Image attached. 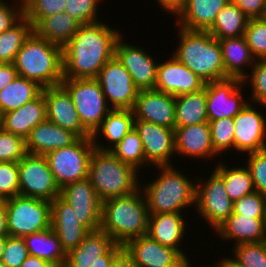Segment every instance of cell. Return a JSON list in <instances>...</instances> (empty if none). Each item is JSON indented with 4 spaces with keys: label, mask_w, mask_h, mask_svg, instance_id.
I'll use <instances>...</instances> for the list:
<instances>
[{
    "label": "cell",
    "mask_w": 266,
    "mask_h": 267,
    "mask_svg": "<svg viewBox=\"0 0 266 267\" xmlns=\"http://www.w3.org/2000/svg\"><path fill=\"white\" fill-rule=\"evenodd\" d=\"M100 21L80 25L62 48L63 78H97L101 68L115 56L121 32Z\"/></svg>",
    "instance_id": "1"
},
{
    "label": "cell",
    "mask_w": 266,
    "mask_h": 267,
    "mask_svg": "<svg viewBox=\"0 0 266 267\" xmlns=\"http://www.w3.org/2000/svg\"><path fill=\"white\" fill-rule=\"evenodd\" d=\"M142 186L130 195L102 202L100 229L115 243L124 246L129 240L147 235L149 212Z\"/></svg>",
    "instance_id": "2"
},
{
    "label": "cell",
    "mask_w": 266,
    "mask_h": 267,
    "mask_svg": "<svg viewBox=\"0 0 266 267\" xmlns=\"http://www.w3.org/2000/svg\"><path fill=\"white\" fill-rule=\"evenodd\" d=\"M179 44L173 55L205 83L230 78L225 73L219 40L208 31L179 27Z\"/></svg>",
    "instance_id": "3"
},
{
    "label": "cell",
    "mask_w": 266,
    "mask_h": 267,
    "mask_svg": "<svg viewBox=\"0 0 266 267\" xmlns=\"http://www.w3.org/2000/svg\"><path fill=\"white\" fill-rule=\"evenodd\" d=\"M18 76L35 81L42 88L61 85L62 47L34 32L22 45L13 62Z\"/></svg>",
    "instance_id": "4"
},
{
    "label": "cell",
    "mask_w": 266,
    "mask_h": 267,
    "mask_svg": "<svg viewBox=\"0 0 266 267\" xmlns=\"http://www.w3.org/2000/svg\"><path fill=\"white\" fill-rule=\"evenodd\" d=\"M174 167L156 166L160 172L156 173L158 178L143 186L149 215L182 213L184 208L195 206L196 180Z\"/></svg>",
    "instance_id": "5"
},
{
    "label": "cell",
    "mask_w": 266,
    "mask_h": 267,
    "mask_svg": "<svg viewBox=\"0 0 266 267\" xmlns=\"http://www.w3.org/2000/svg\"><path fill=\"white\" fill-rule=\"evenodd\" d=\"M140 173L131 165L122 162L109 150L94 148L88 170V179L103 202L114 197L127 196L141 187Z\"/></svg>",
    "instance_id": "6"
},
{
    "label": "cell",
    "mask_w": 266,
    "mask_h": 267,
    "mask_svg": "<svg viewBox=\"0 0 266 267\" xmlns=\"http://www.w3.org/2000/svg\"><path fill=\"white\" fill-rule=\"evenodd\" d=\"M61 85L70 94L83 127L92 135L112 110L96 78H63Z\"/></svg>",
    "instance_id": "7"
},
{
    "label": "cell",
    "mask_w": 266,
    "mask_h": 267,
    "mask_svg": "<svg viewBox=\"0 0 266 267\" xmlns=\"http://www.w3.org/2000/svg\"><path fill=\"white\" fill-rule=\"evenodd\" d=\"M8 234L13 237L51 227V201L16 195L6 200Z\"/></svg>",
    "instance_id": "8"
},
{
    "label": "cell",
    "mask_w": 266,
    "mask_h": 267,
    "mask_svg": "<svg viewBox=\"0 0 266 267\" xmlns=\"http://www.w3.org/2000/svg\"><path fill=\"white\" fill-rule=\"evenodd\" d=\"M94 148L92 138H78L71 145L45 155L60 189L88 178L89 164Z\"/></svg>",
    "instance_id": "9"
},
{
    "label": "cell",
    "mask_w": 266,
    "mask_h": 267,
    "mask_svg": "<svg viewBox=\"0 0 266 267\" xmlns=\"http://www.w3.org/2000/svg\"><path fill=\"white\" fill-rule=\"evenodd\" d=\"M212 172L207 180L196 179L194 208L215 231L233 213L234 202L226 192L224 179L215 170Z\"/></svg>",
    "instance_id": "10"
},
{
    "label": "cell",
    "mask_w": 266,
    "mask_h": 267,
    "mask_svg": "<svg viewBox=\"0 0 266 267\" xmlns=\"http://www.w3.org/2000/svg\"><path fill=\"white\" fill-rule=\"evenodd\" d=\"M19 166V195L53 201L60 188L43 155L27 153Z\"/></svg>",
    "instance_id": "11"
},
{
    "label": "cell",
    "mask_w": 266,
    "mask_h": 267,
    "mask_svg": "<svg viewBox=\"0 0 266 267\" xmlns=\"http://www.w3.org/2000/svg\"><path fill=\"white\" fill-rule=\"evenodd\" d=\"M96 79L112 109L132 110L140 90L116 56L101 68Z\"/></svg>",
    "instance_id": "12"
},
{
    "label": "cell",
    "mask_w": 266,
    "mask_h": 267,
    "mask_svg": "<svg viewBox=\"0 0 266 267\" xmlns=\"http://www.w3.org/2000/svg\"><path fill=\"white\" fill-rule=\"evenodd\" d=\"M246 85L241 78H227L206 83L208 122L234 118L248 104L241 92Z\"/></svg>",
    "instance_id": "13"
},
{
    "label": "cell",
    "mask_w": 266,
    "mask_h": 267,
    "mask_svg": "<svg viewBox=\"0 0 266 267\" xmlns=\"http://www.w3.org/2000/svg\"><path fill=\"white\" fill-rule=\"evenodd\" d=\"M60 197L73 208L78 221L89 232L100 229L102 201L99 199L88 178L61 188Z\"/></svg>",
    "instance_id": "14"
},
{
    "label": "cell",
    "mask_w": 266,
    "mask_h": 267,
    "mask_svg": "<svg viewBox=\"0 0 266 267\" xmlns=\"http://www.w3.org/2000/svg\"><path fill=\"white\" fill-rule=\"evenodd\" d=\"M123 37L121 35L116 42V58L130 73L132 81L139 90L155 89L159 62L156 63L142 46L130 45V42L126 43Z\"/></svg>",
    "instance_id": "15"
},
{
    "label": "cell",
    "mask_w": 266,
    "mask_h": 267,
    "mask_svg": "<svg viewBox=\"0 0 266 267\" xmlns=\"http://www.w3.org/2000/svg\"><path fill=\"white\" fill-rule=\"evenodd\" d=\"M134 128L142 140L145 159L150 167L173 165L171 156L176 154L174 129L143 120H134Z\"/></svg>",
    "instance_id": "16"
},
{
    "label": "cell",
    "mask_w": 266,
    "mask_h": 267,
    "mask_svg": "<svg viewBox=\"0 0 266 267\" xmlns=\"http://www.w3.org/2000/svg\"><path fill=\"white\" fill-rule=\"evenodd\" d=\"M123 248L139 267H186L189 263L177 250L148 235L129 240Z\"/></svg>",
    "instance_id": "17"
},
{
    "label": "cell",
    "mask_w": 266,
    "mask_h": 267,
    "mask_svg": "<svg viewBox=\"0 0 266 267\" xmlns=\"http://www.w3.org/2000/svg\"><path fill=\"white\" fill-rule=\"evenodd\" d=\"M234 150L243 154L266 149V120L249 104L234 117Z\"/></svg>",
    "instance_id": "18"
},
{
    "label": "cell",
    "mask_w": 266,
    "mask_h": 267,
    "mask_svg": "<svg viewBox=\"0 0 266 267\" xmlns=\"http://www.w3.org/2000/svg\"><path fill=\"white\" fill-rule=\"evenodd\" d=\"M46 101L47 120L75 133L79 138H91L83 127L68 91L62 86L42 89Z\"/></svg>",
    "instance_id": "19"
},
{
    "label": "cell",
    "mask_w": 266,
    "mask_h": 267,
    "mask_svg": "<svg viewBox=\"0 0 266 267\" xmlns=\"http://www.w3.org/2000/svg\"><path fill=\"white\" fill-rule=\"evenodd\" d=\"M132 111L135 120H143L175 130L174 95L156 89L140 90Z\"/></svg>",
    "instance_id": "20"
},
{
    "label": "cell",
    "mask_w": 266,
    "mask_h": 267,
    "mask_svg": "<svg viewBox=\"0 0 266 267\" xmlns=\"http://www.w3.org/2000/svg\"><path fill=\"white\" fill-rule=\"evenodd\" d=\"M163 63L159 62L155 89L163 93L179 96L194 93L204 88L205 82L180 63L174 55Z\"/></svg>",
    "instance_id": "21"
},
{
    "label": "cell",
    "mask_w": 266,
    "mask_h": 267,
    "mask_svg": "<svg viewBox=\"0 0 266 267\" xmlns=\"http://www.w3.org/2000/svg\"><path fill=\"white\" fill-rule=\"evenodd\" d=\"M51 227L56 232L66 254L75 249L89 233L78 221L73 208L60 196L51 201Z\"/></svg>",
    "instance_id": "22"
},
{
    "label": "cell",
    "mask_w": 266,
    "mask_h": 267,
    "mask_svg": "<svg viewBox=\"0 0 266 267\" xmlns=\"http://www.w3.org/2000/svg\"><path fill=\"white\" fill-rule=\"evenodd\" d=\"M174 133L176 154L193 159L219 157L213 148L209 122L175 127Z\"/></svg>",
    "instance_id": "23"
},
{
    "label": "cell",
    "mask_w": 266,
    "mask_h": 267,
    "mask_svg": "<svg viewBox=\"0 0 266 267\" xmlns=\"http://www.w3.org/2000/svg\"><path fill=\"white\" fill-rule=\"evenodd\" d=\"M46 120V101L44 93L41 92L36 98L17 110L2 114L0 127L6 132L20 135L26 139L34 127Z\"/></svg>",
    "instance_id": "24"
},
{
    "label": "cell",
    "mask_w": 266,
    "mask_h": 267,
    "mask_svg": "<svg viewBox=\"0 0 266 267\" xmlns=\"http://www.w3.org/2000/svg\"><path fill=\"white\" fill-rule=\"evenodd\" d=\"M181 213H157L149 215L147 235L162 245L174 248L188 262L189 258L179 246L182 245L187 229L186 220Z\"/></svg>",
    "instance_id": "25"
},
{
    "label": "cell",
    "mask_w": 266,
    "mask_h": 267,
    "mask_svg": "<svg viewBox=\"0 0 266 267\" xmlns=\"http://www.w3.org/2000/svg\"><path fill=\"white\" fill-rule=\"evenodd\" d=\"M78 138L72 131L46 120L34 127L25 139L26 151L45 156L51 151L71 145Z\"/></svg>",
    "instance_id": "26"
},
{
    "label": "cell",
    "mask_w": 266,
    "mask_h": 267,
    "mask_svg": "<svg viewBox=\"0 0 266 267\" xmlns=\"http://www.w3.org/2000/svg\"><path fill=\"white\" fill-rule=\"evenodd\" d=\"M265 218L238 215L234 212L215 230L222 241L235 240L241 243L261 242L265 239Z\"/></svg>",
    "instance_id": "27"
},
{
    "label": "cell",
    "mask_w": 266,
    "mask_h": 267,
    "mask_svg": "<svg viewBox=\"0 0 266 267\" xmlns=\"http://www.w3.org/2000/svg\"><path fill=\"white\" fill-rule=\"evenodd\" d=\"M229 0H187L177 15L178 27L187 30L207 31Z\"/></svg>",
    "instance_id": "28"
},
{
    "label": "cell",
    "mask_w": 266,
    "mask_h": 267,
    "mask_svg": "<svg viewBox=\"0 0 266 267\" xmlns=\"http://www.w3.org/2000/svg\"><path fill=\"white\" fill-rule=\"evenodd\" d=\"M134 113L130 109H112L101 122L100 126L91 135L93 145L98 150H110L125 135L134 128ZM104 136L109 143L103 145L99 143L100 136ZM99 136V137H98ZM97 141V142H96Z\"/></svg>",
    "instance_id": "29"
},
{
    "label": "cell",
    "mask_w": 266,
    "mask_h": 267,
    "mask_svg": "<svg viewBox=\"0 0 266 267\" xmlns=\"http://www.w3.org/2000/svg\"><path fill=\"white\" fill-rule=\"evenodd\" d=\"M225 73L230 78H245L249 73L246 66H253L256 58L247 44L245 36L224 38L219 40ZM245 66V68H243Z\"/></svg>",
    "instance_id": "30"
},
{
    "label": "cell",
    "mask_w": 266,
    "mask_h": 267,
    "mask_svg": "<svg viewBox=\"0 0 266 267\" xmlns=\"http://www.w3.org/2000/svg\"><path fill=\"white\" fill-rule=\"evenodd\" d=\"M115 244L101 229L89 232L78 246L67 254L64 267H90L97 257L104 255Z\"/></svg>",
    "instance_id": "31"
},
{
    "label": "cell",
    "mask_w": 266,
    "mask_h": 267,
    "mask_svg": "<svg viewBox=\"0 0 266 267\" xmlns=\"http://www.w3.org/2000/svg\"><path fill=\"white\" fill-rule=\"evenodd\" d=\"M80 25L75 18L66 12H62L48 17H42L33 26V32L38 37L63 48L77 32Z\"/></svg>",
    "instance_id": "32"
},
{
    "label": "cell",
    "mask_w": 266,
    "mask_h": 267,
    "mask_svg": "<svg viewBox=\"0 0 266 267\" xmlns=\"http://www.w3.org/2000/svg\"><path fill=\"white\" fill-rule=\"evenodd\" d=\"M23 238L29 255L44 259L59 267L65 266L67 254L52 227L25 235Z\"/></svg>",
    "instance_id": "33"
},
{
    "label": "cell",
    "mask_w": 266,
    "mask_h": 267,
    "mask_svg": "<svg viewBox=\"0 0 266 267\" xmlns=\"http://www.w3.org/2000/svg\"><path fill=\"white\" fill-rule=\"evenodd\" d=\"M176 127L208 122L206 83L203 89L175 97Z\"/></svg>",
    "instance_id": "34"
},
{
    "label": "cell",
    "mask_w": 266,
    "mask_h": 267,
    "mask_svg": "<svg viewBox=\"0 0 266 267\" xmlns=\"http://www.w3.org/2000/svg\"><path fill=\"white\" fill-rule=\"evenodd\" d=\"M248 20L235 3L228 1L207 31L217 40L240 37L245 34Z\"/></svg>",
    "instance_id": "35"
},
{
    "label": "cell",
    "mask_w": 266,
    "mask_h": 267,
    "mask_svg": "<svg viewBox=\"0 0 266 267\" xmlns=\"http://www.w3.org/2000/svg\"><path fill=\"white\" fill-rule=\"evenodd\" d=\"M42 87L35 81L17 76L15 80L0 91V116L25 105L36 98Z\"/></svg>",
    "instance_id": "36"
},
{
    "label": "cell",
    "mask_w": 266,
    "mask_h": 267,
    "mask_svg": "<svg viewBox=\"0 0 266 267\" xmlns=\"http://www.w3.org/2000/svg\"><path fill=\"white\" fill-rule=\"evenodd\" d=\"M217 161L214 170L224 179L226 192L233 202L255 192L251 173L246 165L230 168L223 161Z\"/></svg>",
    "instance_id": "37"
},
{
    "label": "cell",
    "mask_w": 266,
    "mask_h": 267,
    "mask_svg": "<svg viewBox=\"0 0 266 267\" xmlns=\"http://www.w3.org/2000/svg\"><path fill=\"white\" fill-rule=\"evenodd\" d=\"M32 33L33 25L24 16L14 26L0 33V63H13Z\"/></svg>",
    "instance_id": "38"
},
{
    "label": "cell",
    "mask_w": 266,
    "mask_h": 267,
    "mask_svg": "<svg viewBox=\"0 0 266 267\" xmlns=\"http://www.w3.org/2000/svg\"><path fill=\"white\" fill-rule=\"evenodd\" d=\"M122 162L134 167L137 171L145 166H150L145 159L142 140L139 133L133 128L125 137L109 150Z\"/></svg>",
    "instance_id": "39"
},
{
    "label": "cell",
    "mask_w": 266,
    "mask_h": 267,
    "mask_svg": "<svg viewBox=\"0 0 266 267\" xmlns=\"http://www.w3.org/2000/svg\"><path fill=\"white\" fill-rule=\"evenodd\" d=\"M233 260L242 267H266V241L234 245Z\"/></svg>",
    "instance_id": "40"
},
{
    "label": "cell",
    "mask_w": 266,
    "mask_h": 267,
    "mask_svg": "<svg viewBox=\"0 0 266 267\" xmlns=\"http://www.w3.org/2000/svg\"><path fill=\"white\" fill-rule=\"evenodd\" d=\"M214 151L219 155L234 149V118H223L209 122Z\"/></svg>",
    "instance_id": "41"
},
{
    "label": "cell",
    "mask_w": 266,
    "mask_h": 267,
    "mask_svg": "<svg viewBox=\"0 0 266 267\" xmlns=\"http://www.w3.org/2000/svg\"><path fill=\"white\" fill-rule=\"evenodd\" d=\"M244 36L256 60H266V17L249 19Z\"/></svg>",
    "instance_id": "42"
},
{
    "label": "cell",
    "mask_w": 266,
    "mask_h": 267,
    "mask_svg": "<svg viewBox=\"0 0 266 267\" xmlns=\"http://www.w3.org/2000/svg\"><path fill=\"white\" fill-rule=\"evenodd\" d=\"M66 0H25L24 17L34 26L42 17L65 12Z\"/></svg>",
    "instance_id": "43"
},
{
    "label": "cell",
    "mask_w": 266,
    "mask_h": 267,
    "mask_svg": "<svg viewBox=\"0 0 266 267\" xmlns=\"http://www.w3.org/2000/svg\"><path fill=\"white\" fill-rule=\"evenodd\" d=\"M250 68L251 73L242 79L243 84L250 82L249 86L251 85L252 93L249 102L266 107V60H257Z\"/></svg>",
    "instance_id": "44"
},
{
    "label": "cell",
    "mask_w": 266,
    "mask_h": 267,
    "mask_svg": "<svg viewBox=\"0 0 266 267\" xmlns=\"http://www.w3.org/2000/svg\"><path fill=\"white\" fill-rule=\"evenodd\" d=\"M26 154L25 139L0 127V162H19Z\"/></svg>",
    "instance_id": "45"
},
{
    "label": "cell",
    "mask_w": 266,
    "mask_h": 267,
    "mask_svg": "<svg viewBox=\"0 0 266 267\" xmlns=\"http://www.w3.org/2000/svg\"><path fill=\"white\" fill-rule=\"evenodd\" d=\"M100 0H66L65 12L81 25L98 22Z\"/></svg>",
    "instance_id": "46"
},
{
    "label": "cell",
    "mask_w": 266,
    "mask_h": 267,
    "mask_svg": "<svg viewBox=\"0 0 266 267\" xmlns=\"http://www.w3.org/2000/svg\"><path fill=\"white\" fill-rule=\"evenodd\" d=\"M18 194V162H0V200H7Z\"/></svg>",
    "instance_id": "47"
},
{
    "label": "cell",
    "mask_w": 266,
    "mask_h": 267,
    "mask_svg": "<svg viewBox=\"0 0 266 267\" xmlns=\"http://www.w3.org/2000/svg\"><path fill=\"white\" fill-rule=\"evenodd\" d=\"M233 212L238 215L252 216V218H265L266 195L255 191L241 197L234 202Z\"/></svg>",
    "instance_id": "48"
},
{
    "label": "cell",
    "mask_w": 266,
    "mask_h": 267,
    "mask_svg": "<svg viewBox=\"0 0 266 267\" xmlns=\"http://www.w3.org/2000/svg\"><path fill=\"white\" fill-rule=\"evenodd\" d=\"M248 155V157H247ZM246 155L247 164L256 192L266 195V149Z\"/></svg>",
    "instance_id": "49"
},
{
    "label": "cell",
    "mask_w": 266,
    "mask_h": 267,
    "mask_svg": "<svg viewBox=\"0 0 266 267\" xmlns=\"http://www.w3.org/2000/svg\"><path fill=\"white\" fill-rule=\"evenodd\" d=\"M28 256V249L23 237H6L1 259L6 267H20Z\"/></svg>",
    "instance_id": "50"
},
{
    "label": "cell",
    "mask_w": 266,
    "mask_h": 267,
    "mask_svg": "<svg viewBox=\"0 0 266 267\" xmlns=\"http://www.w3.org/2000/svg\"><path fill=\"white\" fill-rule=\"evenodd\" d=\"M5 0H0V33L14 26L23 16V2L9 5Z\"/></svg>",
    "instance_id": "51"
},
{
    "label": "cell",
    "mask_w": 266,
    "mask_h": 267,
    "mask_svg": "<svg viewBox=\"0 0 266 267\" xmlns=\"http://www.w3.org/2000/svg\"><path fill=\"white\" fill-rule=\"evenodd\" d=\"M235 3L249 18L266 17V0H229Z\"/></svg>",
    "instance_id": "52"
},
{
    "label": "cell",
    "mask_w": 266,
    "mask_h": 267,
    "mask_svg": "<svg viewBox=\"0 0 266 267\" xmlns=\"http://www.w3.org/2000/svg\"><path fill=\"white\" fill-rule=\"evenodd\" d=\"M17 76L13 63H0V91L11 84Z\"/></svg>",
    "instance_id": "53"
},
{
    "label": "cell",
    "mask_w": 266,
    "mask_h": 267,
    "mask_svg": "<svg viewBox=\"0 0 266 267\" xmlns=\"http://www.w3.org/2000/svg\"><path fill=\"white\" fill-rule=\"evenodd\" d=\"M123 246L115 243L104 255L97 257L90 267H109Z\"/></svg>",
    "instance_id": "54"
},
{
    "label": "cell",
    "mask_w": 266,
    "mask_h": 267,
    "mask_svg": "<svg viewBox=\"0 0 266 267\" xmlns=\"http://www.w3.org/2000/svg\"><path fill=\"white\" fill-rule=\"evenodd\" d=\"M158 1V5L162 7V10L166 12H171L170 14L176 16L183 10L185 7L187 0H156Z\"/></svg>",
    "instance_id": "55"
},
{
    "label": "cell",
    "mask_w": 266,
    "mask_h": 267,
    "mask_svg": "<svg viewBox=\"0 0 266 267\" xmlns=\"http://www.w3.org/2000/svg\"><path fill=\"white\" fill-rule=\"evenodd\" d=\"M116 267H139L123 248L116 256Z\"/></svg>",
    "instance_id": "56"
},
{
    "label": "cell",
    "mask_w": 266,
    "mask_h": 267,
    "mask_svg": "<svg viewBox=\"0 0 266 267\" xmlns=\"http://www.w3.org/2000/svg\"><path fill=\"white\" fill-rule=\"evenodd\" d=\"M20 267H59L44 259L29 255Z\"/></svg>",
    "instance_id": "57"
},
{
    "label": "cell",
    "mask_w": 266,
    "mask_h": 267,
    "mask_svg": "<svg viewBox=\"0 0 266 267\" xmlns=\"http://www.w3.org/2000/svg\"><path fill=\"white\" fill-rule=\"evenodd\" d=\"M8 224H7V211L6 200H0V237H7Z\"/></svg>",
    "instance_id": "58"
},
{
    "label": "cell",
    "mask_w": 266,
    "mask_h": 267,
    "mask_svg": "<svg viewBox=\"0 0 266 267\" xmlns=\"http://www.w3.org/2000/svg\"><path fill=\"white\" fill-rule=\"evenodd\" d=\"M211 267H242L239 265L232 257H227L221 259V261L215 263V265H210Z\"/></svg>",
    "instance_id": "59"
},
{
    "label": "cell",
    "mask_w": 266,
    "mask_h": 267,
    "mask_svg": "<svg viewBox=\"0 0 266 267\" xmlns=\"http://www.w3.org/2000/svg\"><path fill=\"white\" fill-rule=\"evenodd\" d=\"M5 242H6V237H0V260L2 259Z\"/></svg>",
    "instance_id": "60"
},
{
    "label": "cell",
    "mask_w": 266,
    "mask_h": 267,
    "mask_svg": "<svg viewBox=\"0 0 266 267\" xmlns=\"http://www.w3.org/2000/svg\"><path fill=\"white\" fill-rule=\"evenodd\" d=\"M109 267H116V258H115L114 261L109 265Z\"/></svg>",
    "instance_id": "61"
},
{
    "label": "cell",
    "mask_w": 266,
    "mask_h": 267,
    "mask_svg": "<svg viewBox=\"0 0 266 267\" xmlns=\"http://www.w3.org/2000/svg\"><path fill=\"white\" fill-rule=\"evenodd\" d=\"M264 226H265V239H266V213H265V219H264Z\"/></svg>",
    "instance_id": "62"
},
{
    "label": "cell",
    "mask_w": 266,
    "mask_h": 267,
    "mask_svg": "<svg viewBox=\"0 0 266 267\" xmlns=\"http://www.w3.org/2000/svg\"><path fill=\"white\" fill-rule=\"evenodd\" d=\"M0 267H6L2 260H0Z\"/></svg>",
    "instance_id": "63"
},
{
    "label": "cell",
    "mask_w": 266,
    "mask_h": 267,
    "mask_svg": "<svg viewBox=\"0 0 266 267\" xmlns=\"http://www.w3.org/2000/svg\"><path fill=\"white\" fill-rule=\"evenodd\" d=\"M193 265L189 262L186 267H192Z\"/></svg>",
    "instance_id": "64"
}]
</instances>
